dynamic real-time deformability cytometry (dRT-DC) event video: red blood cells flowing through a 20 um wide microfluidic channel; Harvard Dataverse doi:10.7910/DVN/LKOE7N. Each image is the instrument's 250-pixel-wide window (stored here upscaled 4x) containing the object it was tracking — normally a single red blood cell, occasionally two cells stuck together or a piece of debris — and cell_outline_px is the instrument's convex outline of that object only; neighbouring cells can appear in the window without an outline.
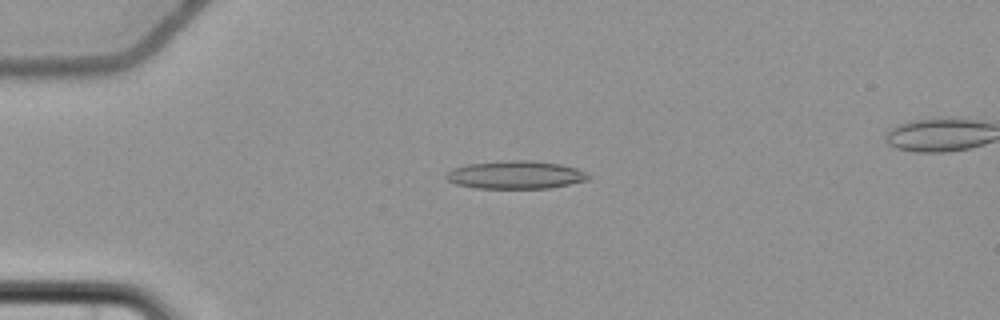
{"species": "common noctule bat (a hibernating species)", "species_latin": "Nyctalus noctula", "temperature_condition": "cold", "stored_images_in_passage": 5, "camera_frame_rate_fps": 3000, "um_per_image_px": 0.085, "animal": {"sex": "female", "body_mass_g": 22.7, "forearm_length_mm": 54.2}, "frame": {"image": 1, "passage_image": 1, "time_ms": 0.0, "image_size_px": [1000, 320], "cell_outline_px": [[592, 176], [588, 180], [548, 188], [476, 188], [456, 184], [448, 180], [444, 176], [452, 168], [468, 164], [508, 160], [532, 160], [560, 164], [576, 168]], "centroid_in_image_um": [43.82, 14.86], "position_along_channel_um": 41.2, "area_um2": 23.12}}
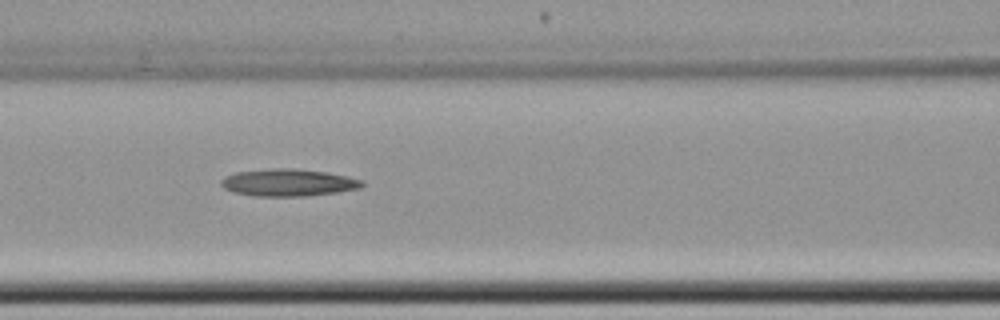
{"frame": {"image": 2, "passage_image": 4, "time_ms": 3.667, "image_size_px": [1000, 320], "cell_outline_px": [[364, 184], [360, 188], [336, 192], [304, 196], [252, 196], [232, 192], [224, 188], [220, 184], [220, 180], [224, 176], [236, 172], [272, 168], [292, 168], [328, 172], [348, 176], [364, 180]], "centroid_in_image_um": [24.48, 15.51], "position_along_channel_um": 142.1, "area_um2": 22.54}}
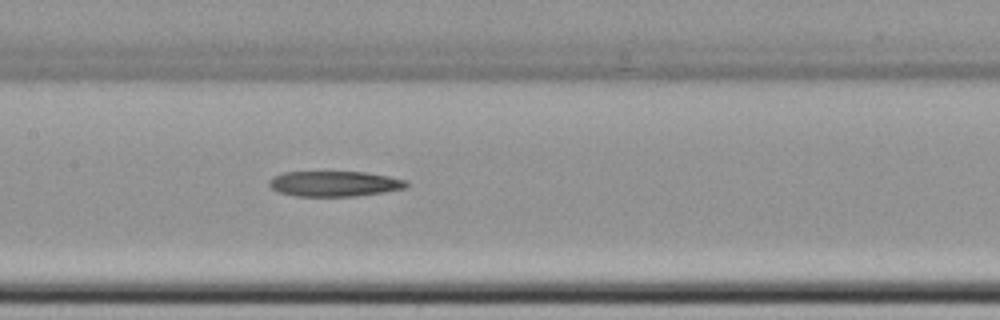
{"frame": {"image": 3, "passage_image": 5, "time_ms": 4.667, "image_size_px": [1000, 320], "cell_outline_px": [[408, 188], [384, 192], [356, 196], [296, 196], [276, 192], [268, 184], [268, 180], [272, 176], [284, 172], [364, 172], [388, 176], [404, 180], [408, 184]], "centroid_in_image_um": [28.39, 15.62], "position_along_channel_um": 179.0, "area_um2": 20.4}}